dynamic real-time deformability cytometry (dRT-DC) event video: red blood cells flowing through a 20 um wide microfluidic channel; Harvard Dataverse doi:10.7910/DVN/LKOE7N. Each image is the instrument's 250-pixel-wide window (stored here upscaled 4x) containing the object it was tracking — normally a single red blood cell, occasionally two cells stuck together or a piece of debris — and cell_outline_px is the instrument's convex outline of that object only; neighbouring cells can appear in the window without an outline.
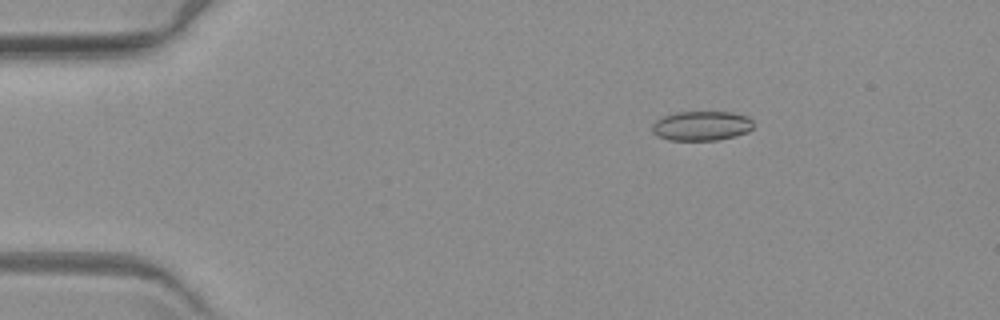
{"species": "common noctule bat (a hibernating species)", "species_latin": "Nyctalus noctula", "temperature_condition": "warm", "stored_images_in_passage": 3, "camera_frame_rate_fps": 3000, "um_per_image_px": 0.085, "animal": {"sex": "female", "body_mass_g": 19.3, "forearm_length_mm": 54.1}, "frame": {"image": 1, "passage_image": 1, "time_ms": 0.0, "image_size_px": [1000, 320], "cell_outline_px": [[752, 128], [748, 132], [716, 140], [668, 140], [652, 132], [652, 124], [656, 120], [664, 116], [676, 112], [728, 112], [744, 116], [752, 120]], "centroid_in_image_um": [59.59, 10.69], "position_along_channel_um": 25.4, "area_um2": 17.17}}